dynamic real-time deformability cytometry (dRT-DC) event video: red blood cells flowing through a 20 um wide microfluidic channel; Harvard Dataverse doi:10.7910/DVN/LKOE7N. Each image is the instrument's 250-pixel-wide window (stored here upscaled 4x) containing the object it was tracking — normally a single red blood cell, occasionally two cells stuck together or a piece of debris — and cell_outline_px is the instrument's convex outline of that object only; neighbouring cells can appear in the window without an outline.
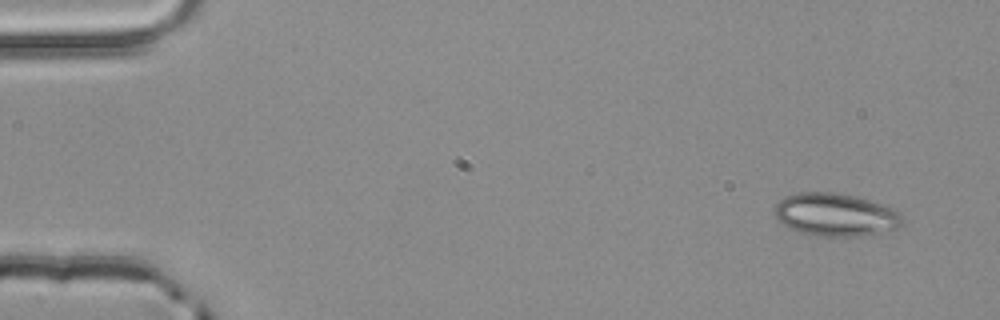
{"species": "common noctule bat (a hibernating species)", "species_latin": "Nyctalus noctula", "temperature_condition": "room temperature", "stored_images_in_passage": 3, "camera_frame_rate_fps": 3000, "um_per_image_px": 0.085, "animal": {"sex": "male", "body_mass_g": 20.4}, "frame": {"image": 1, "passage_image": 1, "time_ms": 0.0, "image_size_px": [1000, 320], "cell_outline_px": [[904, 224], [896, 228], [864, 236], [816, 236], [800, 232], [788, 228], [776, 220], [776, 204], [784, 196], [800, 192], [832, 192], [852, 196], [884, 204], [900, 212], [904, 220]], "centroid_in_image_um": [71.02, 18.26], "position_along_channel_um": 14.0, "area_um2": 32.02}}